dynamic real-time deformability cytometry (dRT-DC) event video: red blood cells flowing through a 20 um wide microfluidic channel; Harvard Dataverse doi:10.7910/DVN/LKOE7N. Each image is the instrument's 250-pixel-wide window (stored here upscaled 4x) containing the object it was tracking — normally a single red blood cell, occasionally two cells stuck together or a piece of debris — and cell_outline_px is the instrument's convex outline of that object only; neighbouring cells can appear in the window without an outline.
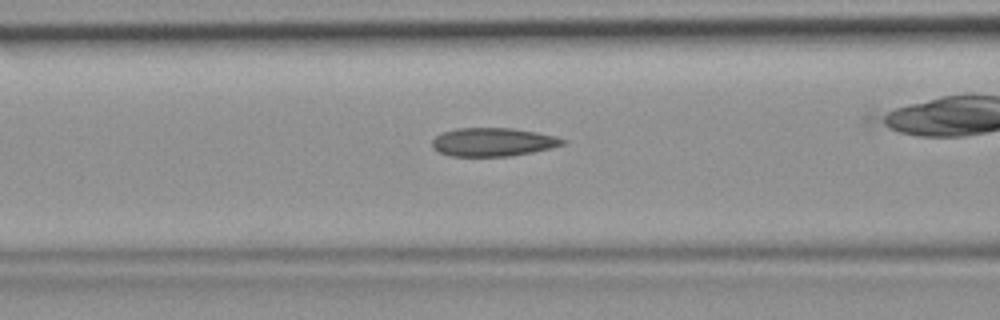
{"species": "common noctule bat (a hibernating species)", "species_latin": "Nyctalus noctula", "temperature_condition": "room temperature", "stored_images_in_passage": 35, "camera_frame_rate_fps": 3000, "um_per_image_px": 0.085, "animal": {"sex": "female", "body_mass_g": 19.9}, "frame": {"image": 1, "passage_image": 16, "time_ms": 5.0, "image_size_px": [1000, 320], "cell_outline_px": [[568, 140], [564, 144], [552, 148], [532, 152], [508, 156], [452, 156], [440, 152], [432, 148], [432, 140], [436, 136], [444, 132], [456, 128], [512, 128], [536, 132], [556, 136]], "centroid_in_image_um": [41.92, 12.07], "position_along_channel_um": 124.7, "area_um2": 21.62}}
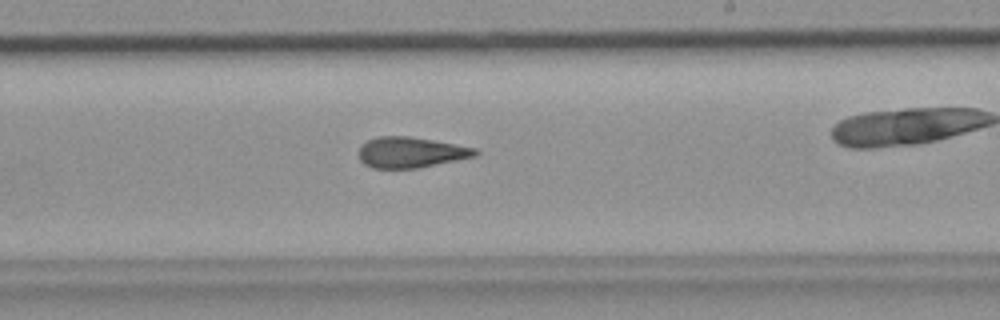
{"frame": {"image": 2, "passage_image": 25, "time_ms": 8.0, "image_size_px": [1000, 320], "cell_outline_px": [[480, 152], [476, 156], [420, 168], [372, 168], [364, 164], [360, 160], [360, 148], [368, 140], [376, 136], [408, 136], [432, 140], [476, 148]], "centroid_in_image_um": [34.94, 12.96], "position_along_channel_um": 254.1, "area_um2": 20.75}}